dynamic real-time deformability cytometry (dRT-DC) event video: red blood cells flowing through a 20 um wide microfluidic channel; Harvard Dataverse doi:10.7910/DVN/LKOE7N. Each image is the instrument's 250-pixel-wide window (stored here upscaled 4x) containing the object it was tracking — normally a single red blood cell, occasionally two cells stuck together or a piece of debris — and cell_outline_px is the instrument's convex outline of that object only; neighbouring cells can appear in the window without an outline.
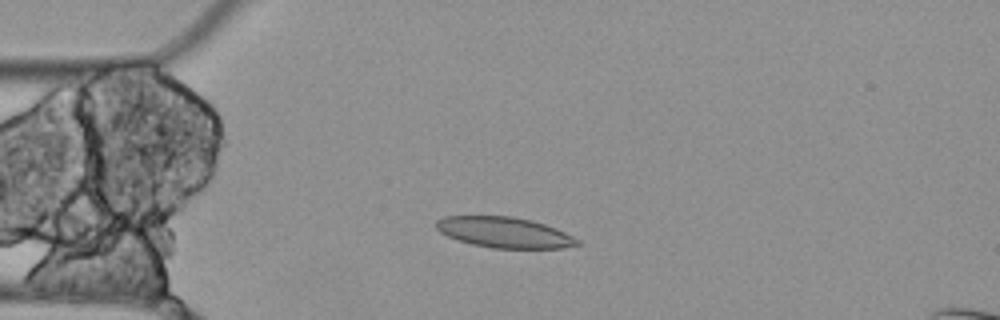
{"species": "Egyptian fruit bat (a non-hibernating species)", "species_latin": "Rousettus aegyptiacus", "temperature_condition": "cold", "stored_images_in_passage": 14, "camera_frame_rate_fps": 3000, "um_per_image_px": 0.085, "animal": {"sex": "female"}, "frame": {"image": 1, "passage_image": 3, "time_ms": 0.667, "image_size_px": [1000, 320], "cell_outline_px": [[580, 244], [560, 248], [492, 248], [472, 244], [456, 240], [440, 232], [436, 228], [436, 220], [444, 216], [512, 216], [532, 220], [556, 228], [580, 240]], "centroid_in_image_um": [42.84, 19.75], "position_along_channel_um": 42.2, "area_um2": 25.2}}
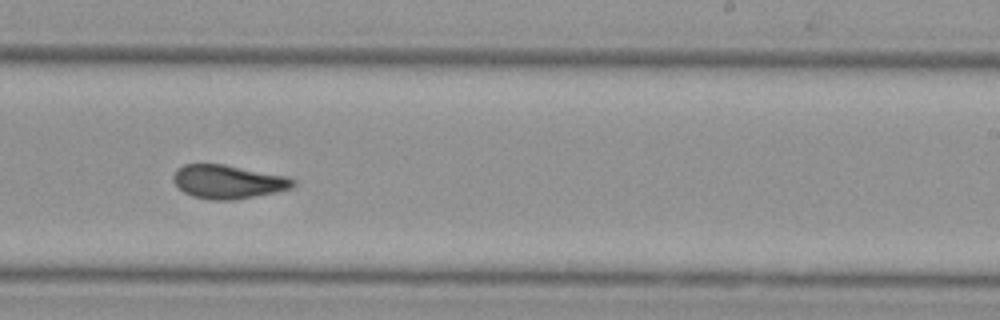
{"frame": {"image": 2, "passage_image": 9, "time_ms": 2.667, "image_size_px": [1000, 320], "cell_outline_px": [[296, 184], [292, 188], [276, 192], [232, 200], [212, 200], [192, 196], [184, 192], [172, 180], [172, 176], [176, 168], [184, 164], [224, 164], [288, 176], [296, 180]], "centroid_in_image_um": [19.39, 15.44], "position_along_channel_um": 269.6, "area_um2": 23.64}}
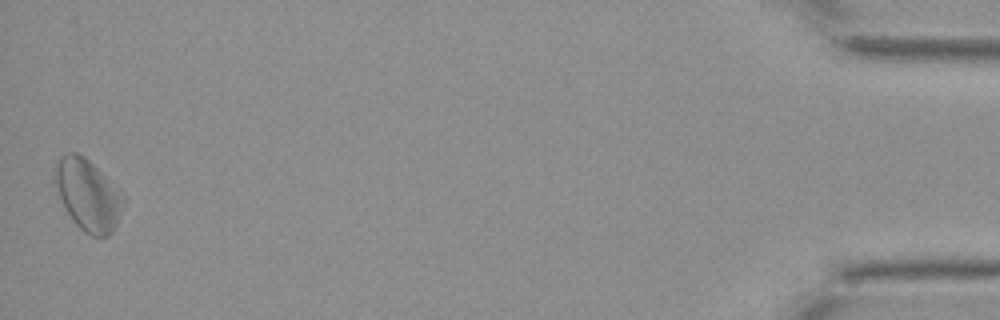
{"frame": {"image": 3, "passage_image": 14, "time_ms": 4.333, "image_size_px": [1000, 320], "cell_outline_px": [[124, 196], [116, 224], [112, 232], [108, 236], [92, 236], [84, 232], [72, 220], [52, 180], [52, 172], [60, 156], [68, 152], [76, 152], [84, 156]], "centroid_in_image_um": [7.4, 16.55], "position_along_channel_um": 427.8, "area_um2": 27.86}}